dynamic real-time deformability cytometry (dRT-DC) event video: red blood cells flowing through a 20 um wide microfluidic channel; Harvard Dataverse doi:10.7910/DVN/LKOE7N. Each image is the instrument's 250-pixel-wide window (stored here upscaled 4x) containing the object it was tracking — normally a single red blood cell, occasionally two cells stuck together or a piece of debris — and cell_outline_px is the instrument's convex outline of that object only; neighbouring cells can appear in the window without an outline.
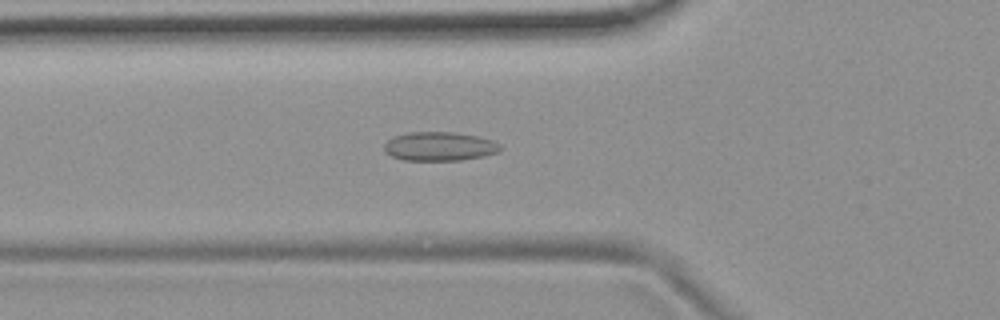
{"species": "common noctule bat (a hibernating species)", "species_latin": "Nyctalus noctula", "temperature_condition": "room temperature", "stored_images_in_passage": 54, "camera_frame_rate_fps": 3000, "um_per_image_px": 0.085, "animal": {"sex": "female", "body_mass_g": 19.9}, "frame": {"image": 1, "passage_image": 19, "time_ms": 6.0, "image_size_px": [1000, 320], "cell_outline_px": [[500, 152], [484, 156], [460, 160], [404, 160], [392, 156], [384, 152], [384, 144], [388, 140], [396, 136], [408, 132], [456, 132], [476, 136], [492, 140], [500, 144]], "centroid_in_image_um": [37.36, 12.44], "position_along_channel_um": 88.4, "area_um2": 19.54}}
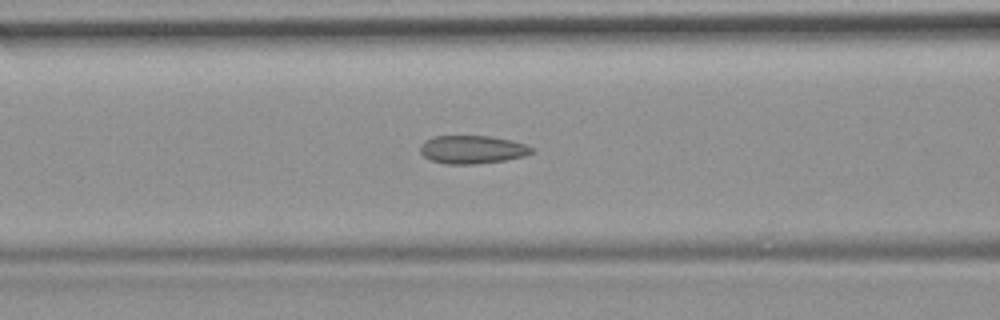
{"frame": {"image": 2, "passage_image": 22, "time_ms": 7.0, "image_size_px": [1000, 320], "cell_outline_px": [[532, 152], [524, 156], [504, 160], [476, 164], [444, 164], [432, 160], [424, 156], [420, 152], [420, 144], [424, 140], [432, 136], [492, 136], [512, 140], [524, 144], [532, 148]], "centroid_in_image_um": [40.1, 12.7], "position_along_channel_um": 126.5, "area_um2": 18.32}}
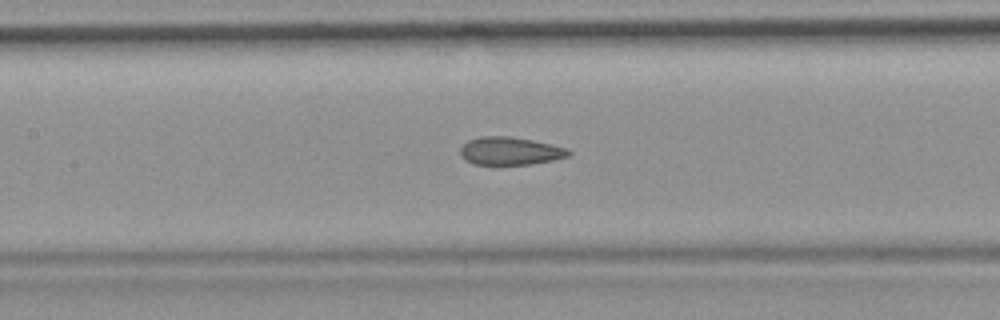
{"frame": {"image": 3, "passage_image": 25, "time_ms": 8.0, "image_size_px": [1000, 320], "cell_outline_px": [[572, 152], [568, 156], [552, 160], [532, 164], [472, 164], [464, 160], [460, 156], [460, 148], [468, 140], [480, 136], [508, 136], [532, 140], [552, 144], [568, 148]], "centroid_in_image_um": [43.34, 12.83], "position_along_channel_um": 164.1, "area_um2": 17.69}, "authors_computed_cell_mechanics": {"area_um2": 18.7561, "velocity_mm_per_s": 3.7527, "shape_relaxation_time_tau1_ms": null, "shape_relaxation_time_tau2_ms": 1.7397, "deformation_change_tau1": null, "deformation_change_tau2": 0.0945}}